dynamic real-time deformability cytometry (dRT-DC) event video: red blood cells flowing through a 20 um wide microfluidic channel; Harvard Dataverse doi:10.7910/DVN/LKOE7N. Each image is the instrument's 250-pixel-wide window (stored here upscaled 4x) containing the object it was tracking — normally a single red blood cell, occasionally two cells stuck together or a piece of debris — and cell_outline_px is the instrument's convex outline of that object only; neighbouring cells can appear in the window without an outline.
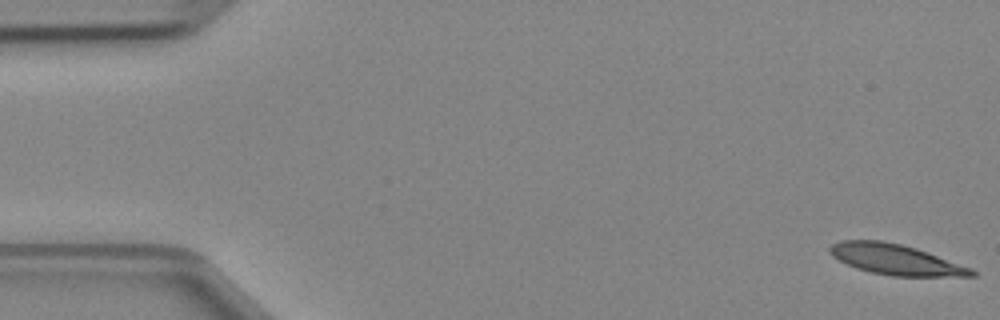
{"species": "Egyptian fruit bat (a non-hibernating species)", "species_latin": "Rousettus aegyptiacus", "temperature_condition": "cold", "stored_images_in_passage": 47, "camera_frame_rate_fps": 3000, "um_per_image_px": 0.085, "animal": {"sex": "female"}, "frame": {"image": 1, "passage_image": 1, "time_ms": 0.0, "image_size_px": [1000, 320], "cell_outline_px": [[976, 276], [892, 276], [872, 272], [856, 268], [832, 256], [828, 252], [828, 248], [832, 244], [840, 240], [880, 240], [900, 244], [916, 248], [928, 252], [972, 268], [976, 272]], "centroid_in_image_um": [76.12, 22.05], "position_along_channel_um": 8.9, "area_um2": 25.09}}
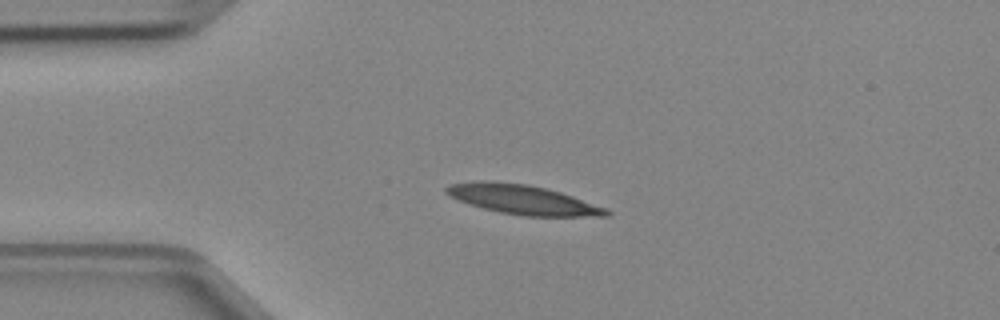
{"frame": {"image": 2, "passage_image": 11, "time_ms": 3.333, "image_size_px": [1000, 320], "cell_outline_px": [[612, 212], [608, 216], [524, 216], [500, 212], [468, 204], [448, 196], [444, 192], [444, 188], [448, 184], [472, 180], [492, 180], [528, 184], [548, 188], [608, 208]], "centroid_in_image_um": [44.38, 16.94], "position_along_channel_um": 40.6, "area_um2": 27.92}}
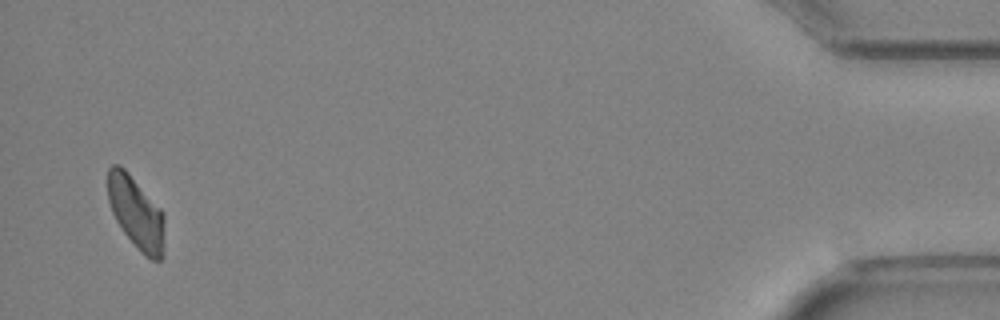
{"frame": {"image": 3, "passage_image": 46, "time_ms": 15.0, "image_size_px": [1000, 320], "cell_outline_px": [[164, 256], [160, 260], [152, 260], [144, 256], [140, 252], [124, 232], [116, 220], [112, 212], [108, 200], [108, 168], [112, 164], [120, 164], [128, 172], [160, 208], [164, 216]], "centroid_in_image_um": [11.58, 18.1], "position_along_channel_um": 423.6, "area_um2": 23.93}}